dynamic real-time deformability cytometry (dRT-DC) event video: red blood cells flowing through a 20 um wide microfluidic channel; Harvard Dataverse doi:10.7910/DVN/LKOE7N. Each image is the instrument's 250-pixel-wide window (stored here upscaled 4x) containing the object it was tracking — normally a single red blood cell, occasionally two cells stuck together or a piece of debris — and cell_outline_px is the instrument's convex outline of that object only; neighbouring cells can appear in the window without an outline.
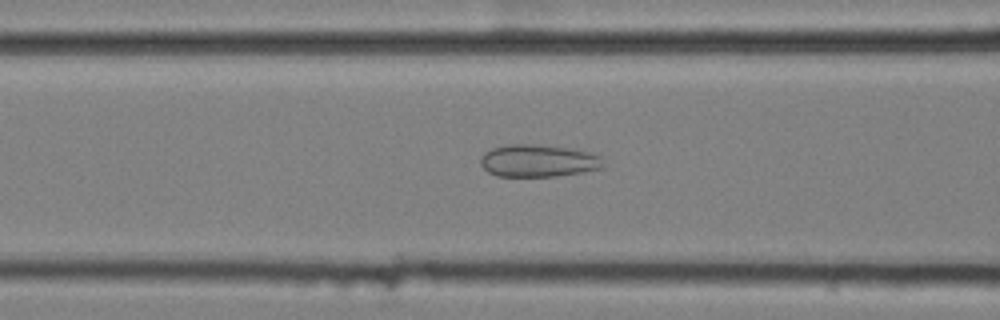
{"species": "common noctule bat (a hibernating species)", "species_latin": "Nyctalus noctula", "temperature_condition": "cold", "stored_images_in_passage": 55, "camera_frame_rate_fps": 3000, "um_per_image_px": 0.085, "animal": {"sex": "female", "body_mass_g": 25.1}, "frame": {"image": 1, "passage_image": 22, "time_ms": 7.0, "image_size_px": [1000, 320], "cell_outline_px": [[604, 168], [556, 176], [496, 176], [488, 172], [480, 164], [480, 160], [484, 152], [492, 148], [508, 144], [540, 144], [568, 148], [592, 152], [600, 156], [604, 164]], "centroid_in_image_um": [45.75, 13.65], "position_along_channel_um": 120.8, "area_um2": 23.29}}
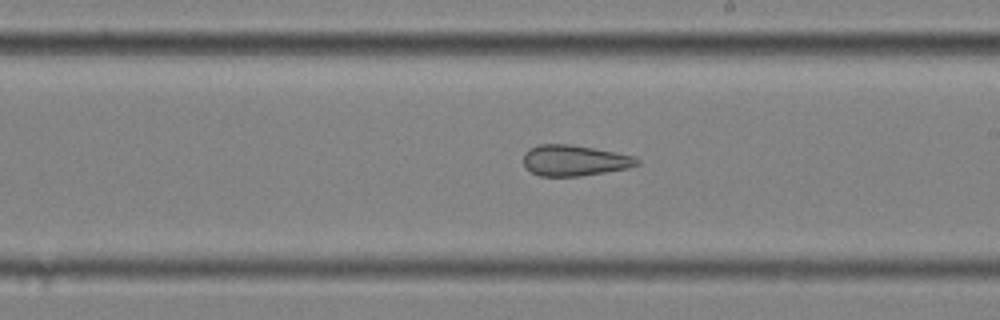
{"frame": {"image": 2, "passage_image": 32, "time_ms": 10.333, "image_size_px": [1000, 320], "cell_outline_px": [[640, 164], [628, 168], [580, 176], [540, 176], [532, 172], [524, 164], [524, 152], [528, 148], [540, 144], [568, 144], [592, 148], [636, 156], [640, 160]], "centroid_in_image_um": [48.84, 13.63], "position_along_channel_um": 240.2, "area_um2": 20.35}}
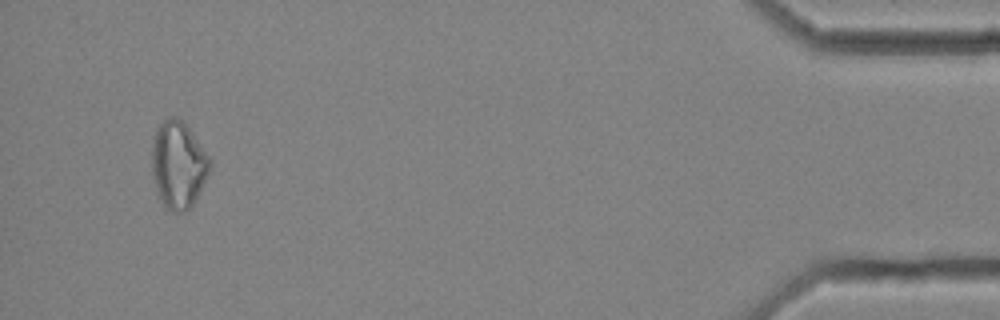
{"frame": {"image": 3, "passage_image": 53, "time_ms": 17.333, "image_size_px": [1000, 320], "cell_outline_px": [[208, 172], [192, 204], [184, 212], [172, 212], [164, 208], [156, 192], [152, 176], [152, 144], [156, 128], [168, 116], [176, 116], [184, 120], [208, 156]], "centroid_in_image_um": [15.09, 13.98], "position_along_channel_um": 420.1, "area_um2": 29.19}, "authors_computed_cell_mechanics": {"area_um2": 25.9522, "velocity_mm_per_s": 3.5886, "shape_relaxation_time_tau1_ms": null, "shape_relaxation_time_tau2_ms": 2.96, "deformation_change_tau1": null, "deformation_change_tau2": 0.1117}}